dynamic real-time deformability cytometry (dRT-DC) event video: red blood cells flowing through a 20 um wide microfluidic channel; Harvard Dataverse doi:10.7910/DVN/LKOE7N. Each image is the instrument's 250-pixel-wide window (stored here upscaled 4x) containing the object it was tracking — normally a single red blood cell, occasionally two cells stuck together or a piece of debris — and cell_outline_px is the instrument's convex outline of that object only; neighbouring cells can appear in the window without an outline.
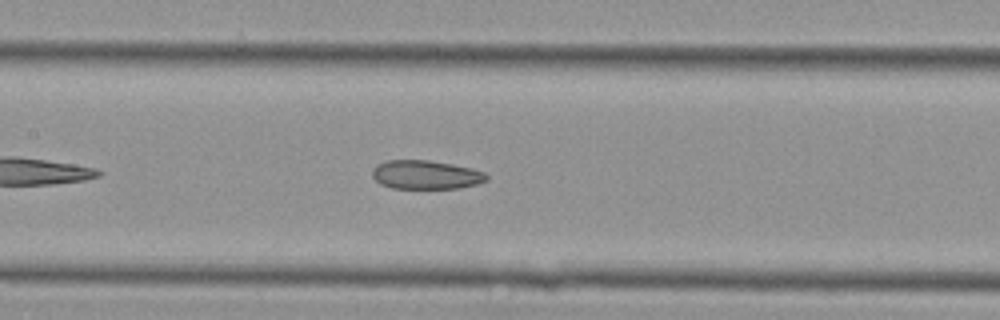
{"species": "Egyptian fruit bat (a non-hibernating species)", "species_latin": "Rousettus aegyptiacus", "temperature_condition": "cold", "stored_images_in_passage": 34, "camera_frame_rate_fps": 3000, "um_per_image_px": 0.085, "animal": {"sex": "female"}, "frame": {"image": 1, "passage_image": 10, "time_ms": 3.0, "image_size_px": [1000, 320], "cell_outline_px": [[488, 180], [476, 184], [460, 188], [392, 188], [380, 184], [372, 176], [372, 168], [376, 164], [388, 160], [428, 160], [452, 164], [472, 168], [484, 172], [488, 176]], "centroid_in_image_um": [36.18, 14.85], "position_along_channel_um": 171.2, "area_um2": 19.25}}